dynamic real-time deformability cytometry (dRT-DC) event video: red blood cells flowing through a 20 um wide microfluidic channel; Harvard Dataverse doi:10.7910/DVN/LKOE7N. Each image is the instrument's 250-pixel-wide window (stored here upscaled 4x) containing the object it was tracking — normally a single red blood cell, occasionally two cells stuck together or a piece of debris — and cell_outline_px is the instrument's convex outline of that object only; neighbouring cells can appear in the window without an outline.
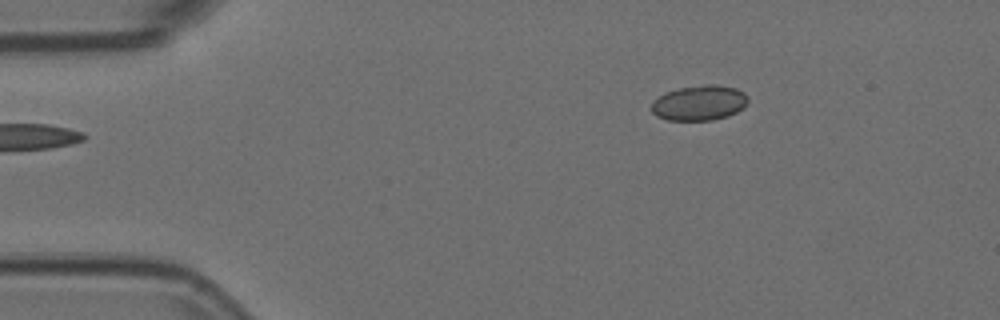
{"species": "Egyptian fruit bat (a non-hibernating species)", "species_latin": "Rousettus aegyptiacus", "temperature_condition": "room temperature", "stored_images_in_passage": 2, "camera_frame_rate_fps": 3000, "um_per_image_px": 0.085, "animal": {"sex": "female"}, "frame": {"image": 1, "passage_image": 2, "time_ms": 0.333, "image_size_px": [1000, 320], "cell_outline_px": [[748, 104], [744, 108], [728, 116], [712, 120], [668, 120], [656, 116], [652, 112], [652, 100], [664, 92], [680, 88], [704, 84], [716, 84], [736, 88], [744, 92], [748, 96]], "centroid_in_image_um": [59.45, 8.74], "position_along_channel_um": 25.5, "area_um2": 20.06}}